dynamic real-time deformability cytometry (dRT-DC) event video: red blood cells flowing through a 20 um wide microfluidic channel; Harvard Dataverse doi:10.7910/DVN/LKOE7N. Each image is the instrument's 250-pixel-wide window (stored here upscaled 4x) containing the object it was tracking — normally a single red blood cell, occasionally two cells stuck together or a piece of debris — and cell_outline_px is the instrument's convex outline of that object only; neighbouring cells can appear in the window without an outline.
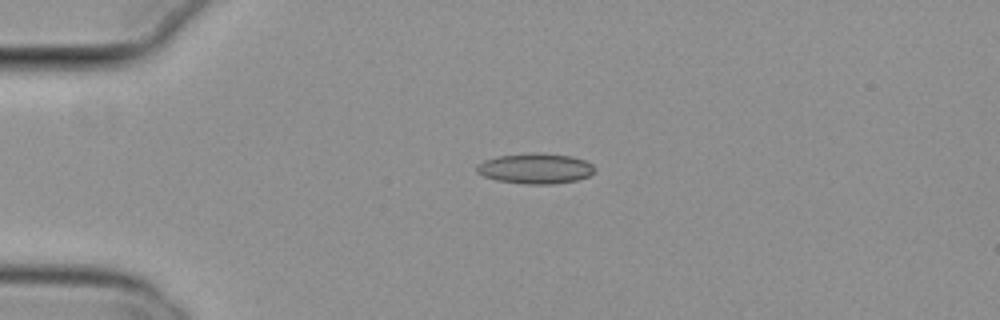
{"species": "common noctule bat (a hibernating species)", "species_latin": "Nyctalus noctula", "temperature_condition": "cold", "stored_images_in_passage": 42, "camera_frame_rate_fps": 3000, "um_per_image_px": 0.085, "animal": {"sex": "female", "body_mass_g": 29.2, "forearm_length_mm": 56.3}, "frame": {"image": 1, "passage_image": 1, "time_ms": 0.0, "image_size_px": [1000, 320], "cell_outline_px": [[596, 172], [588, 176], [576, 180], [552, 184], [524, 184], [496, 180], [484, 176], [476, 172], [476, 164], [484, 160], [496, 156], [528, 152], [540, 152], [572, 156], [584, 160], [592, 164], [596, 168]], "centroid_in_image_um": [45.5, 14.3], "position_along_channel_um": 39.5, "area_um2": 21.27}}
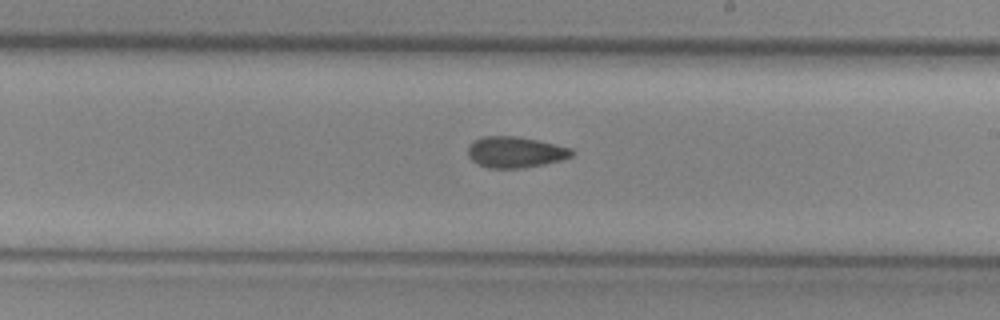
{"frame": {"image": 2, "passage_image": 20, "time_ms": 6.333, "image_size_px": [1000, 320], "cell_outline_px": [[576, 152], [572, 156], [560, 160], [544, 164], [524, 168], [488, 168], [476, 164], [468, 156], [468, 148], [480, 136], [516, 136], [536, 140], [572, 148]], "centroid_in_image_um": [43.81, 12.94], "position_along_channel_um": 245.2, "area_um2": 18.79}}
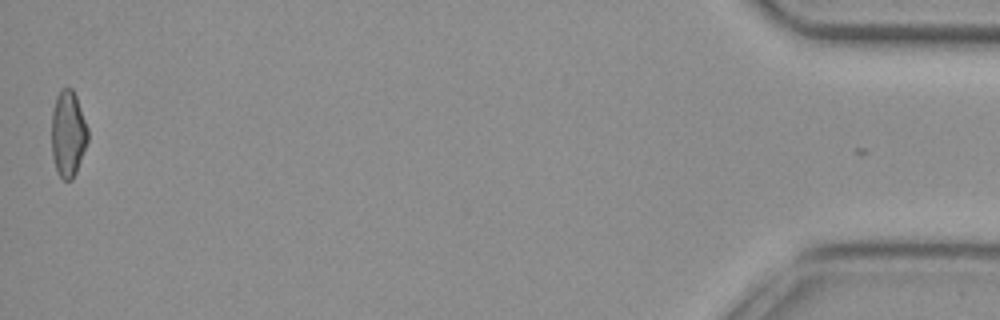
{"frame": {"image": 3, "passage_image": 42, "time_ms": 13.667, "image_size_px": [1000, 320], "cell_outline_px": [[88, 140], [76, 172], [72, 180], [64, 180], [56, 172], [52, 156], [52, 112], [56, 96], [60, 88], [72, 88], [76, 96], [88, 128]], "centroid_in_image_um": [5.78, 11.37], "position_along_channel_um": 429.4, "area_um2": 18.26}, "authors_computed_cell_mechanics": {"area_um2": 18.6116, "velocity_mm_per_s": 3.8068, "shape_relaxation_time_tau1_ms": null, "shape_relaxation_time_tau2_ms": 5.4971, "deformation_change_tau1": null, "deformation_change_tau2": 0.1321}}